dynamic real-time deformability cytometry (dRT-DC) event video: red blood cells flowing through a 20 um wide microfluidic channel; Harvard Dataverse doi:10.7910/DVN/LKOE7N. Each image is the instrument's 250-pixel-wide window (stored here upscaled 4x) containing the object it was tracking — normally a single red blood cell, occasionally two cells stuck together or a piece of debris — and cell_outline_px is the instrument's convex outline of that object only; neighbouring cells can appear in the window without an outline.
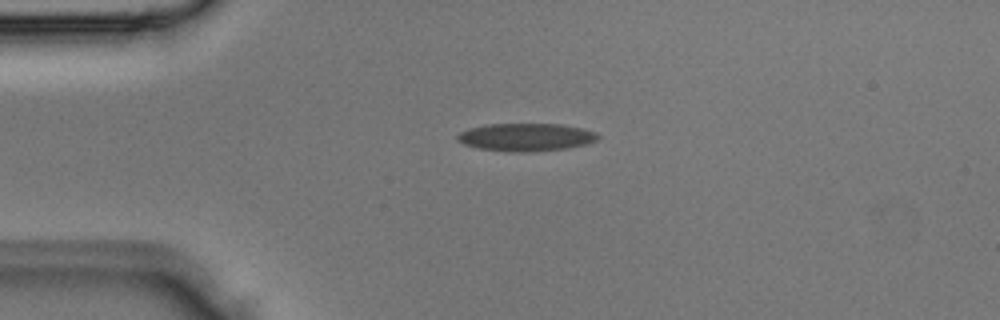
{"species": "Egyptian fruit bat (a non-hibernating species)", "species_latin": "Rousettus aegyptiacus", "temperature_condition": "room temperature", "stored_images_in_passage": 3, "camera_frame_rate_fps": 3000, "um_per_image_px": 0.085, "animal": {"sex": "male"}, "frame": {"image": 1, "passage_image": 3, "time_ms": 0.667, "image_size_px": [1000, 320], "cell_outline_px": [[600, 136], [596, 140], [588, 144], [568, 148], [528, 152], [512, 152], [480, 148], [464, 144], [456, 140], [456, 136], [460, 132], [468, 128], [484, 124], [560, 124], [584, 128], [596, 132]], "centroid_in_image_um": [44.72, 11.65], "position_along_channel_um": 40.3, "area_um2": 22.95}}